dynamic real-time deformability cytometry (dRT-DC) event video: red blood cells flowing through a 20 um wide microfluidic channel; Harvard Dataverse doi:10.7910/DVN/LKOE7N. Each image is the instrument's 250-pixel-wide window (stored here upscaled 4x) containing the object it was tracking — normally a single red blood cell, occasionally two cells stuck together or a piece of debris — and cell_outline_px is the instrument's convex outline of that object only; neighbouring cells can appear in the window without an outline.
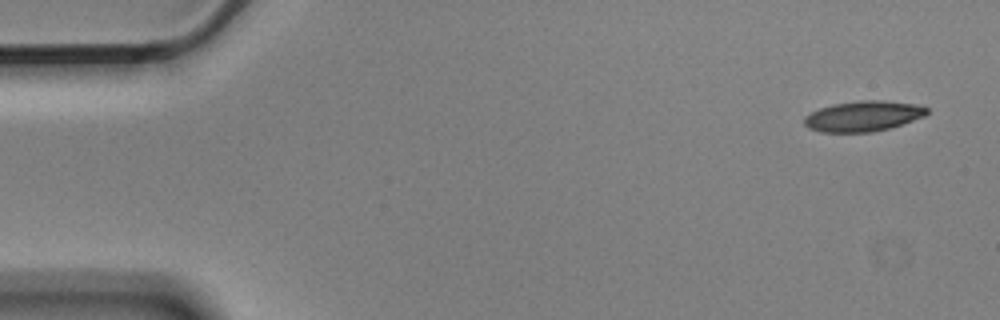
{"species": "Egyptian fruit bat (a non-hibernating species)", "species_latin": "Rousettus aegyptiacus", "temperature_condition": "cold", "stored_images_in_passage": 7, "camera_frame_rate_fps": 3000, "um_per_image_px": 0.085, "animal": {"sex": "male"}, "frame": {"image": 1, "passage_image": 1, "time_ms": 0.0, "image_size_px": [1000, 320], "cell_outline_px": [[928, 112], [924, 116], [888, 128], [872, 132], [820, 132], [808, 128], [804, 124], [804, 116], [820, 108], [832, 104], [860, 100], [884, 100], [916, 104], [928, 108]], "centroid_in_image_um": [73.34, 9.86], "position_along_channel_um": 11.7, "area_um2": 21.68}}
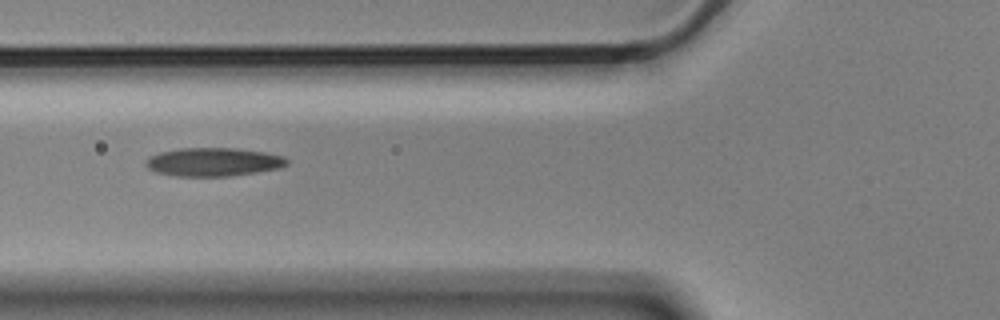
{"frame": {"image": 2, "passage_image": 6, "time_ms": 1.667, "image_size_px": [1000, 320], "cell_outline_px": [[288, 164], [280, 168], [232, 176], [176, 176], [156, 172], [148, 168], [144, 164], [152, 156], [160, 152], [180, 148], [236, 148], [264, 152], [284, 156], [288, 160]], "centroid_in_image_um": [18.17, 13.77], "position_along_channel_um": 107.6, "area_um2": 23.35}}
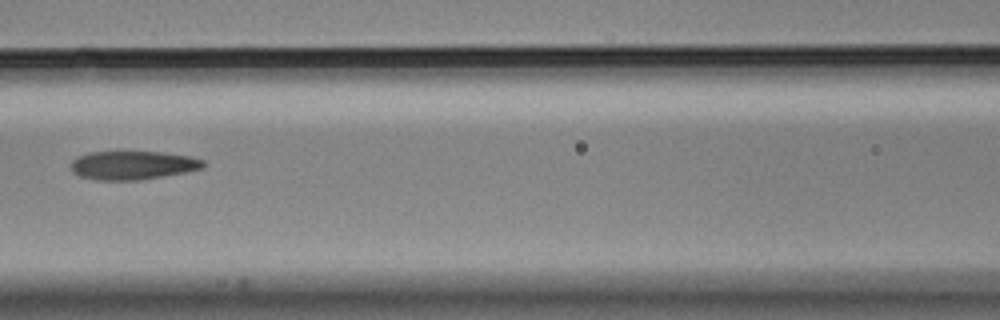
{"frame": {"image": 3, "passage_image": 7, "time_ms": 2.0, "image_size_px": [1000, 320], "cell_outline_px": [[204, 168], [184, 172], [140, 180], [96, 180], [80, 176], [72, 168], [72, 160], [76, 156], [88, 152], [120, 148], [160, 152], [188, 156], [204, 160]], "centroid_in_image_um": [11.24, 13.98], "position_along_channel_um": 155.4, "area_um2": 22.89}}